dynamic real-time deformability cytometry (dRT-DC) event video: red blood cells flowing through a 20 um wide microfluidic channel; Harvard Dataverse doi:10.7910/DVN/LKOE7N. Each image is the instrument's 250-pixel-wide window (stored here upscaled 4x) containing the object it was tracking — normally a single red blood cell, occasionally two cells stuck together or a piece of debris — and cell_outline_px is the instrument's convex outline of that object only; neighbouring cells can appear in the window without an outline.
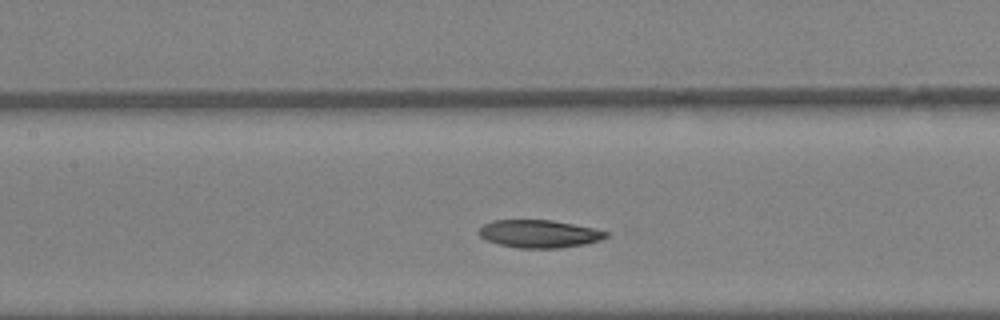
{"species": "Egyptian fruit bat (a non-hibernating species)", "species_latin": "Rousettus aegyptiacus", "temperature_condition": "warm", "stored_images_in_passage": 21, "camera_frame_rate_fps": 3000, "um_per_image_px": 0.085, "animal": {"sex": "female"}, "frame": {"image": 1, "passage_image": 7, "time_ms": 2.0, "image_size_px": [1000, 320], "cell_outline_px": [[608, 236], [600, 240], [584, 244], [560, 248], [516, 248], [500, 244], [488, 240], [480, 236], [476, 232], [484, 224], [492, 220], [552, 220], [592, 228], [608, 232]], "centroid_in_image_um": [45.8, 19.87], "position_along_channel_um": 161.6, "area_um2": 20.46}}
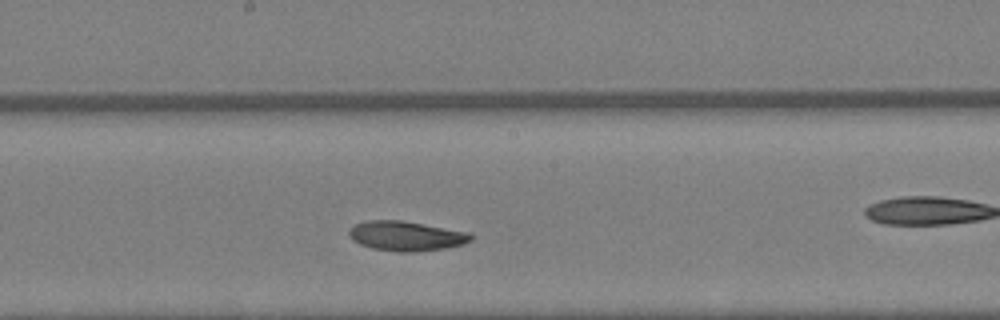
{"frame": {"image": 2, "passage_image": 10, "time_ms": 3.0, "image_size_px": [1000, 320], "cell_outline_px": [[472, 240], [464, 244], [448, 248], [412, 252], [396, 252], [372, 248], [360, 244], [352, 240], [348, 236], [348, 232], [356, 224], [364, 220], [404, 220], [468, 232], [472, 236]], "centroid_in_image_um": [34.52, 20.06], "position_along_channel_um": 213.7, "area_um2": 21.27}}
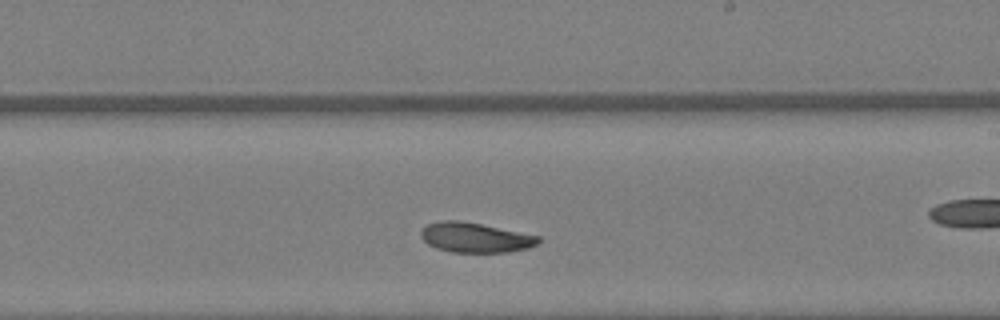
{"frame": {"image": 3, "passage_image": 12, "time_ms": 3.667, "image_size_px": [1000, 320], "cell_outline_px": [[540, 240], [536, 244], [528, 248], [508, 252], [452, 252], [436, 248], [428, 244], [420, 236], [420, 228], [428, 224], [440, 220], [456, 220], [480, 224], [540, 236]], "centroid_in_image_um": [40.35, 20.19], "position_along_channel_um": 248.6, "area_um2": 20.35}}